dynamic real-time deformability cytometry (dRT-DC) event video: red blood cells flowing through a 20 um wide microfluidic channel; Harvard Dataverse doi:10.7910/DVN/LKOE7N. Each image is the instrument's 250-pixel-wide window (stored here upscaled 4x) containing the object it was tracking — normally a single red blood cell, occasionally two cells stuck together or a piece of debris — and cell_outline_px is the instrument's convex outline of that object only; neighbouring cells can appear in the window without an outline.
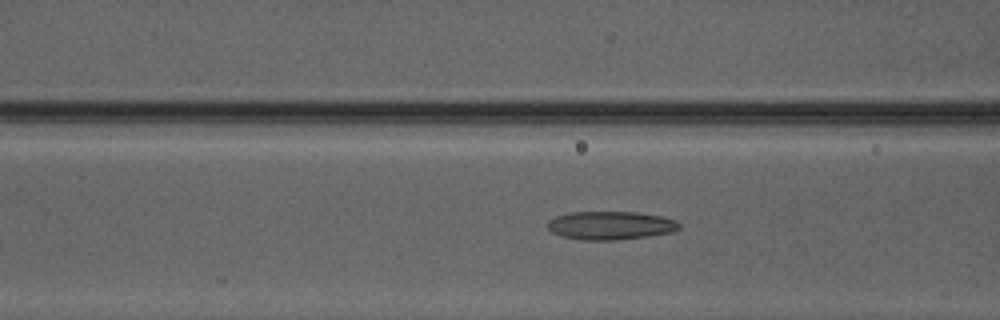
{"species": "Egyptian fruit bat (a non-hibernating species)", "species_latin": "Rousettus aegyptiacus", "temperature_condition": "warm", "stored_images_in_passage": 49, "camera_frame_rate_fps": 3000, "um_per_image_px": 0.085, "animal": {"sex": "male"}, "frame": {"image": 1, "passage_image": 22, "time_ms": 7.0, "image_size_px": [1000, 320], "cell_outline_px": [[680, 228], [672, 232], [648, 236], [616, 240], [584, 240], [560, 236], [552, 232], [548, 228], [548, 220], [556, 216], [572, 212], [636, 212], [660, 216], [676, 220], [680, 224]], "centroid_in_image_um": [51.89, 19.16], "position_along_channel_um": 114.7, "area_um2": 21.73}}
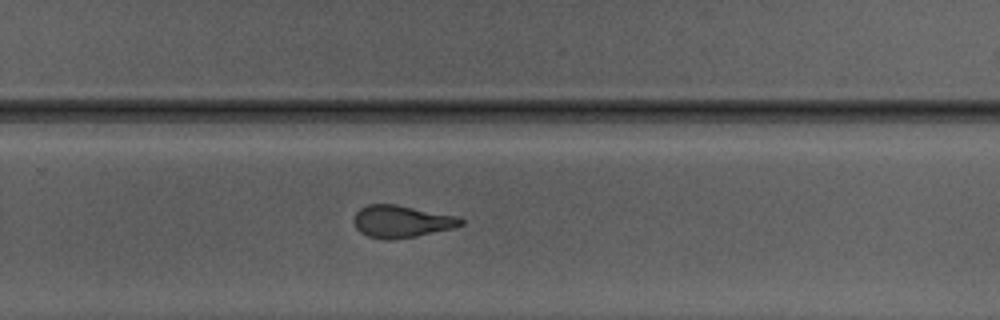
{"frame": {"image": 2, "passage_image": 35, "time_ms": 11.333, "image_size_px": [1000, 320], "cell_outline_px": [[464, 224], [452, 228], [416, 236], [392, 240], [388, 240], [368, 236], [360, 232], [356, 228], [352, 220], [356, 212], [360, 208], [368, 204], [396, 204], [456, 216], [464, 220]], "centroid_in_image_um": [34.09, 18.82], "position_along_channel_um": 295.7, "area_um2": 20.06}}
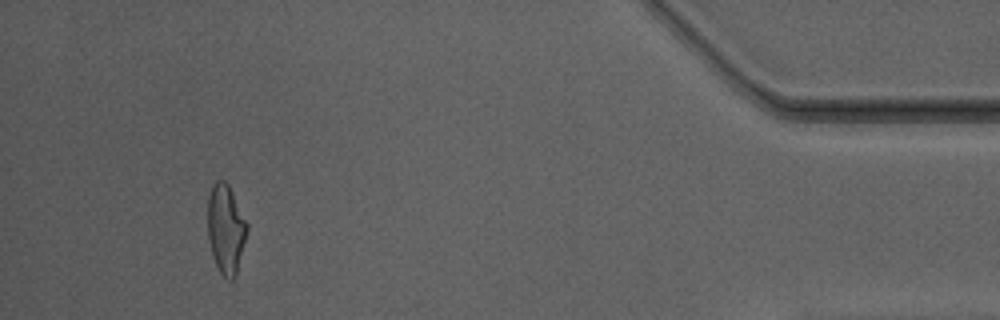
{"frame": {"image": 3, "passage_image": 48, "time_ms": 15.667, "image_size_px": [1000, 320], "cell_outline_px": [[248, 228], [236, 276], [232, 280], [228, 280], [216, 268], [212, 256], [208, 240], [208, 196], [212, 184], [216, 180], [224, 180], [228, 184], [248, 224]], "centroid_in_image_um": [19.18, 19.48], "position_along_channel_um": 416.0, "area_um2": 20.58}}